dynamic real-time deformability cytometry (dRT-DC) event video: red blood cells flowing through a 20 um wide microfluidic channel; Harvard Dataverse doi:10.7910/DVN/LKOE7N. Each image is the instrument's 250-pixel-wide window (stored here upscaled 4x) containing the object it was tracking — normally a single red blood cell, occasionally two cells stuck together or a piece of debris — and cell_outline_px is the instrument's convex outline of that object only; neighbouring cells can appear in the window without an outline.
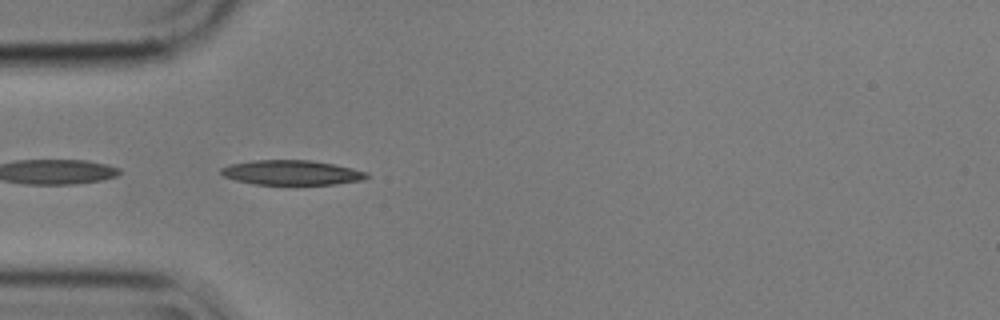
{"species": "common noctule bat (a hibernating species)", "species_latin": "Nyctalus noctula", "temperature_condition": "cold", "stored_images_in_passage": 32, "camera_frame_rate_fps": 3000, "um_per_image_px": 0.085, "animal": {"sex": "male", "body_mass_g": 17.9}, "frame": {"image": 1, "passage_image": 1, "time_ms": 0.0, "image_size_px": [1000, 320], "cell_outline_px": [[368, 176], [364, 180], [336, 184], [252, 184], [236, 180], [224, 176], [220, 172], [220, 168], [228, 164], [252, 160], [312, 160], [352, 168], [368, 172]], "centroid_in_image_um": [24.77, 14.66], "position_along_channel_um": 60.2, "area_um2": 21.04}}
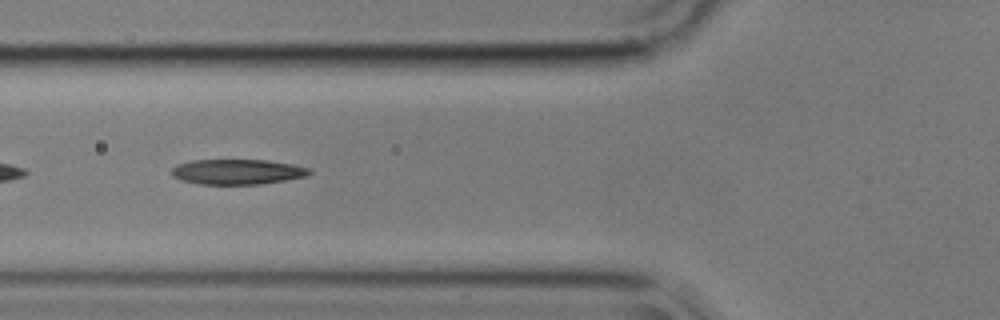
{"frame": {"image": 2, "passage_image": 5, "time_ms": 1.333, "image_size_px": [1000, 320], "cell_outline_px": [[312, 172], [308, 176], [260, 184], [200, 184], [180, 180], [172, 176], [172, 168], [176, 164], [192, 160], [268, 160], [292, 164], [312, 168]], "centroid_in_image_um": [20.19, 14.6], "position_along_channel_um": 105.6, "area_um2": 20.35}}
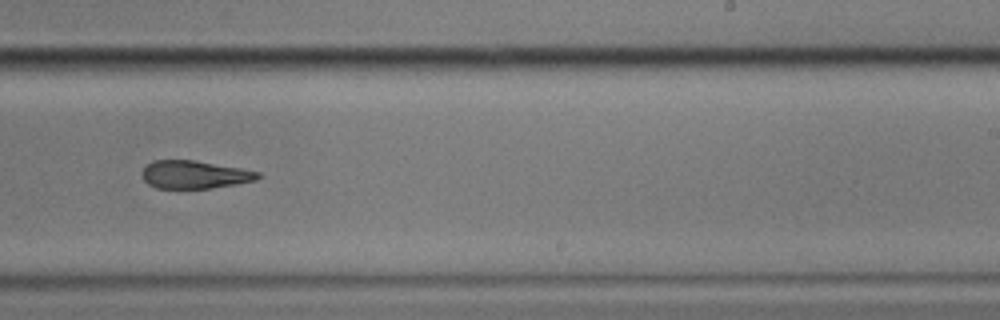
{"frame": {"image": 3, "passage_image": 19, "time_ms": 6.0, "image_size_px": [1000, 320], "cell_outline_px": [[264, 176], [256, 180], [236, 184], [212, 188], [156, 188], [148, 184], [144, 180], [140, 172], [152, 160], [196, 160], [240, 168], [260, 172]], "centroid_in_image_um": [16.55, 14.84], "position_along_channel_um": 272.5, "area_um2": 19.02}, "authors_computed_cell_mechanics": {"area_um2": 20.23, "velocity_mm_per_s": 3.5727, "shape_relaxation_time_tau1_ms": 7.2965, "shape_relaxation_time_tau2_ms": 4.1142, "deformation_change_tau1": 0.1934, "deformation_change_tau2": 0.1359}}